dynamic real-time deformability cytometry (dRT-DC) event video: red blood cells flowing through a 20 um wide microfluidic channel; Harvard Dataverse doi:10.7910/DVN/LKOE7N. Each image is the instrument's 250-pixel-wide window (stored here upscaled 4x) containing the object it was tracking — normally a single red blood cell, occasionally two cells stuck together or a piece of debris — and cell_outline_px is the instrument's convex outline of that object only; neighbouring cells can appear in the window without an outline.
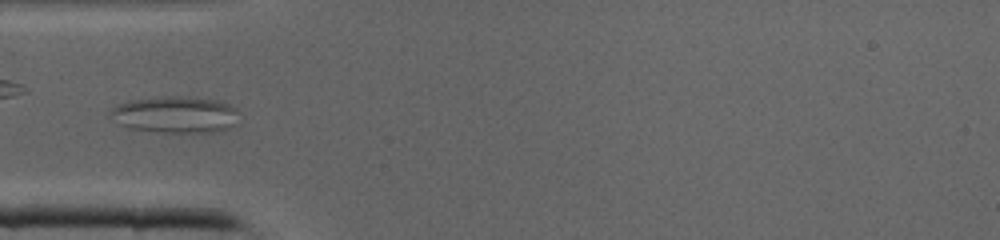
{"species": "common noctule bat (a hibernating species)", "species_latin": "Nyctalus noctula", "temperature_condition": "cold", "stored_images_in_passage": 42, "camera_frame_rate_fps": 3000, "um_per_image_px": 0.085, "animal": {"sex": "male", "body_mass_g": 19.0, "forearm_length_mm": 50.8}, "frame": {"image": 1, "passage_image": 12, "time_ms": 3.667, "image_size_px": [1000, 240], "cell_outline_px": [[232, 112], [228, 128], [212, 132], [164, 132], [132, 128], [120, 124], [112, 112], [112, 108], [128, 100], [156, 96], [180, 96], [220, 100], [228, 104], [232, 108]], "centroid_in_image_um": [14.81, 9.71], "position_along_channel_um": 70.2, "area_um2": 26.3}}
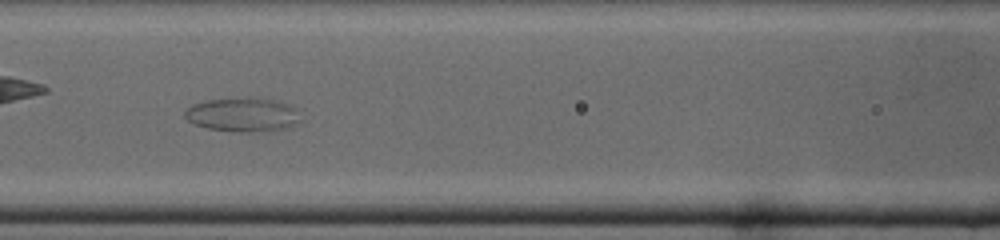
{"frame": {"image": 2, "passage_image": 17, "time_ms": 5.333, "image_size_px": [1000, 240], "cell_outline_px": [[296, 120], [292, 124], [280, 128], [248, 132], [240, 132], [208, 128], [196, 124], [188, 120], [184, 116], [184, 112], [192, 104], [208, 100], [272, 100], [284, 104], [292, 108]], "centroid_in_image_um": [20.46, 9.78], "position_along_channel_um": 146.1, "area_um2": 21.04}}
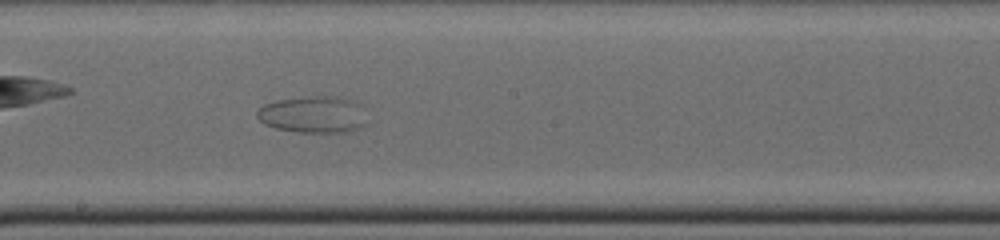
{"frame": {"image": 3, "passage_image": 22, "time_ms": 7.0, "image_size_px": [1000, 240], "cell_outline_px": [[360, 124], [356, 128], [348, 132], [296, 132], [276, 128], [264, 124], [256, 116], [256, 112], [264, 104], [276, 100], [320, 96], [348, 100]], "centroid_in_image_um": [26.31, 9.77], "position_along_channel_um": 221.9, "area_um2": 21.62}}